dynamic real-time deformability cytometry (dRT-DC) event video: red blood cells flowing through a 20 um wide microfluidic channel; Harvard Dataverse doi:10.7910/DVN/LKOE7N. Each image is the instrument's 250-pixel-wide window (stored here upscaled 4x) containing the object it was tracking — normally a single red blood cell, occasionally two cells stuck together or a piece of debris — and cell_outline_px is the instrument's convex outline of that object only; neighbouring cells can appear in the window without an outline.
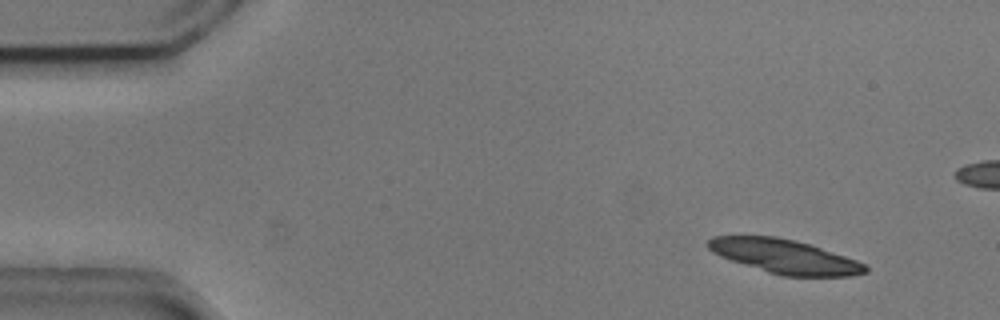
{"species": "common noctule bat (a hibernating species)", "species_latin": "Nyctalus noctula", "temperature_condition": "cold", "stored_images_in_passage": 8, "camera_frame_rate_fps": 3000, "um_per_image_px": 0.085, "animal": {"sex": "male", "body_mass_g": 20.5, "forearm_length_mm": 52.5}, "frame": {"image": 1, "passage_image": 2, "time_ms": 0.333, "image_size_px": [1000, 320], "cell_outline_px": [[868, 272], [852, 276], [784, 276], [768, 272], [720, 256], [712, 252], [704, 244], [712, 236], [776, 236], [808, 244], [856, 260], [864, 264], [868, 268]], "centroid_in_image_um": [66.67, 21.8], "position_along_channel_um": 18.3, "area_um2": 30.81}}